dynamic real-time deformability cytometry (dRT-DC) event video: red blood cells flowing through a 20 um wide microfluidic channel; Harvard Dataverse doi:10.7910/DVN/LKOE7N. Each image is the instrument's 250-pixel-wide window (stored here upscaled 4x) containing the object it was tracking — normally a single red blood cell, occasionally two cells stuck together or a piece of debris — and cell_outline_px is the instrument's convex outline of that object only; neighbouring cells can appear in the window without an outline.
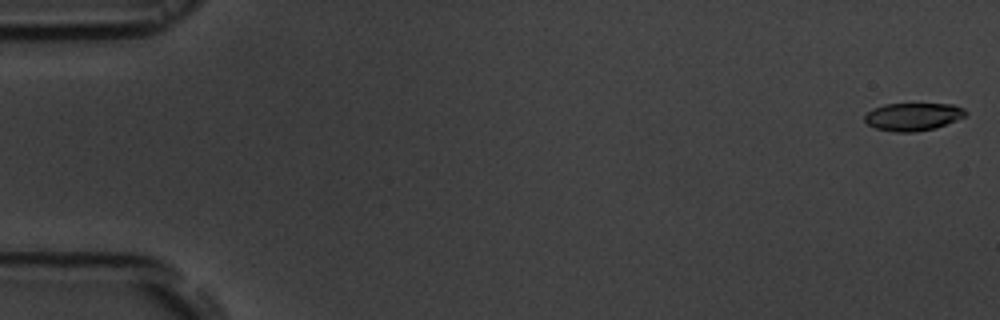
{"species": "common noctule bat (a hibernating species)", "species_latin": "Nyctalus noctula", "temperature_condition": "room temperature", "stored_images_in_passage": 14, "segment_of_instrument_passage": [1, 2], "camera_frame_rate_fps": 3000, "um_per_image_px": 0.085, "animal": {"sex": "male", "body_mass_g": 19.5, "forearm_length_mm": 54.6}, "frame": {"image": 1, "passage_image": 1, "time_ms": 0.0, "image_size_px": [1000, 320], "cell_outline_px": [[968, 112], [964, 116], [956, 120], [936, 128], [916, 132], [896, 132], [876, 128], [868, 124], [864, 120], [864, 116], [872, 108], [884, 104], [952, 104], [964, 108]], "centroid_in_image_um": [77.6, 9.91], "position_along_channel_um": 7.4, "area_um2": 16.36}}